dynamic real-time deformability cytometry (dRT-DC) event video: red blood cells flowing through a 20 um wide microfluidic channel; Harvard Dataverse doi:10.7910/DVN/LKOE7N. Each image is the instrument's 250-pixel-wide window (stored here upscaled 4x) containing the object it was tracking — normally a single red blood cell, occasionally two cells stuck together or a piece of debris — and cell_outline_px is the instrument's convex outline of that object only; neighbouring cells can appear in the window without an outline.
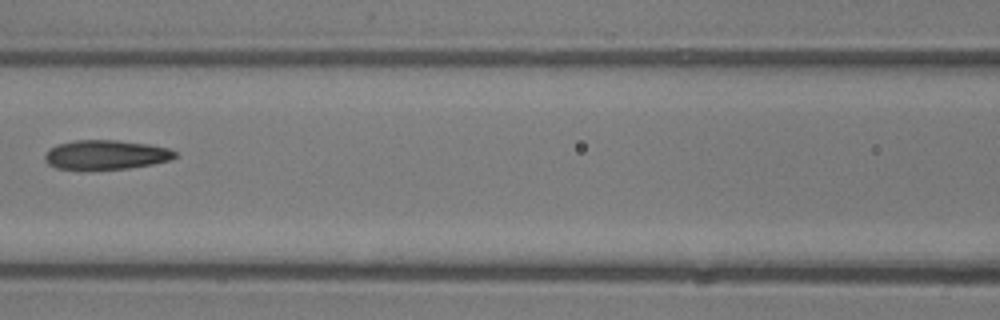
{"species": "common noctule bat (a hibernating species)", "species_latin": "Nyctalus noctula", "temperature_condition": "room temperature", "stored_images_in_passage": 7, "camera_frame_rate_fps": 3000, "um_per_image_px": 0.085, "animal": {"sex": "male", "body_mass_g": 13.3}, "frame": {"image": 1, "passage_image": 6, "time_ms": 6.667, "image_size_px": [1000, 320], "cell_outline_px": [[176, 156], [168, 160], [152, 164], [128, 168], [56, 168], [48, 164], [44, 160], [44, 156], [48, 148], [56, 144], [76, 140], [116, 140], [148, 144], [168, 148], [176, 152]], "centroid_in_image_um": [8.96, 13.13], "position_along_channel_um": 157.6, "area_um2": 21.91}}
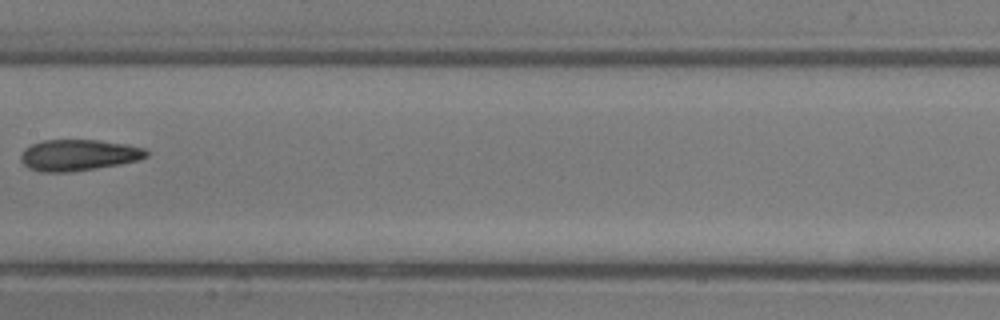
{"frame": {"image": 2, "passage_image": 7, "time_ms": 7.667, "image_size_px": [1000, 320], "cell_outline_px": [[148, 156], [140, 160], [120, 164], [72, 172], [40, 172], [28, 168], [20, 160], [20, 156], [24, 148], [32, 144], [44, 140], [100, 140], [124, 144], [144, 148], [148, 152]], "centroid_in_image_um": [6.66, 13.19], "position_along_channel_um": 200.7, "area_um2": 22.95}}